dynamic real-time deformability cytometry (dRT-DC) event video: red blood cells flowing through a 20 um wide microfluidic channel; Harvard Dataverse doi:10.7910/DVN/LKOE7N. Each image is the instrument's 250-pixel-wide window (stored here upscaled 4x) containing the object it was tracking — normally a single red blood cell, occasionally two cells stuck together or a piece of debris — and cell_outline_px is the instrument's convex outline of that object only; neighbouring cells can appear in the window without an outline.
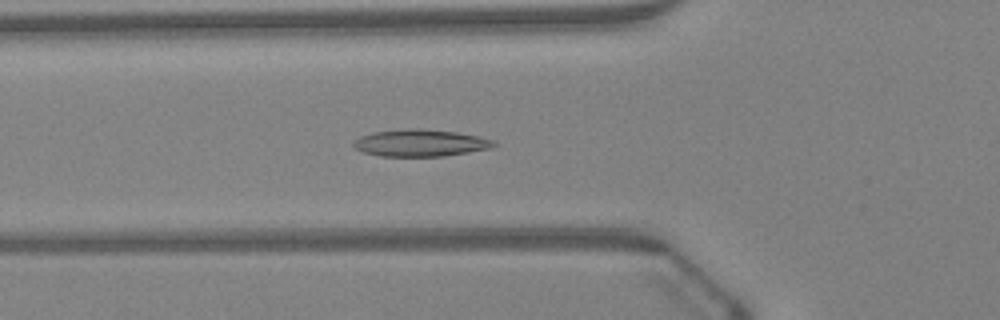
{"species": "Egyptian fruit bat (a non-hibernating species)", "species_latin": "Rousettus aegyptiacus", "temperature_condition": "warm", "stored_images_in_passage": 43, "camera_frame_rate_fps": 3000, "um_per_image_px": 0.085, "animal": {"sex": "female"}, "frame": {"image": 1, "passage_image": 13, "time_ms": 4.0, "image_size_px": [1000, 320], "cell_outline_px": [[496, 144], [492, 148], [444, 156], [380, 156], [364, 152], [356, 148], [352, 144], [352, 140], [360, 136], [372, 132], [408, 128], [420, 128], [456, 132], [480, 136], [496, 140]], "centroid_in_image_um": [35.74, 12.14], "position_along_channel_um": 90.1, "area_um2": 22.25}}
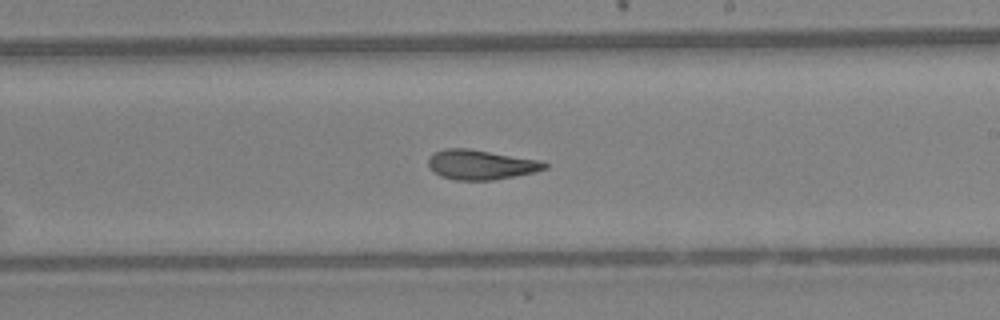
{"frame": {"image": 2, "passage_image": 24, "time_ms": 7.667, "image_size_px": [1000, 320], "cell_outline_px": [[548, 168], [536, 172], [492, 180], [456, 180], [440, 176], [428, 164], [428, 160], [436, 152], [444, 148], [468, 148], [540, 160], [548, 164]], "centroid_in_image_um": [40.92, 14.0], "position_along_channel_um": 248.1, "area_um2": 20.0}}
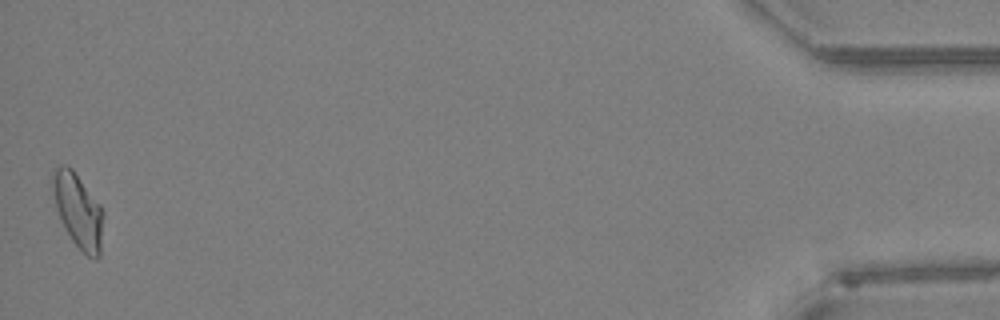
{"frame": {"image": 3, "passage_image": 43, "time_ms": 14.0, "image_size_px": [1000, 320], "cell_outline_px": [[104, 212], [100, 256], [96, 260], [88, 256], [72, 240], [60, 220], [56, 208], [52, 192], [52, 172], [60, 164], [68, 164], [72, 168], [100, 204]], "centroid_in_image_um": [6.64, 17.88], "position_along_channel_um": 428.6, "area_um2": 22.08}, "authors_computed_cell_mechanics": {"area_um2": 20.8658, "velocity_mm_per_s": 4.3295, "shape_relaxation_time_tau1_ms": null, "shape_relaxation_time_tau2_ms": 2.7078, "deformation_change_tau1": null, "deformation_change_tau2": 0.0982}}